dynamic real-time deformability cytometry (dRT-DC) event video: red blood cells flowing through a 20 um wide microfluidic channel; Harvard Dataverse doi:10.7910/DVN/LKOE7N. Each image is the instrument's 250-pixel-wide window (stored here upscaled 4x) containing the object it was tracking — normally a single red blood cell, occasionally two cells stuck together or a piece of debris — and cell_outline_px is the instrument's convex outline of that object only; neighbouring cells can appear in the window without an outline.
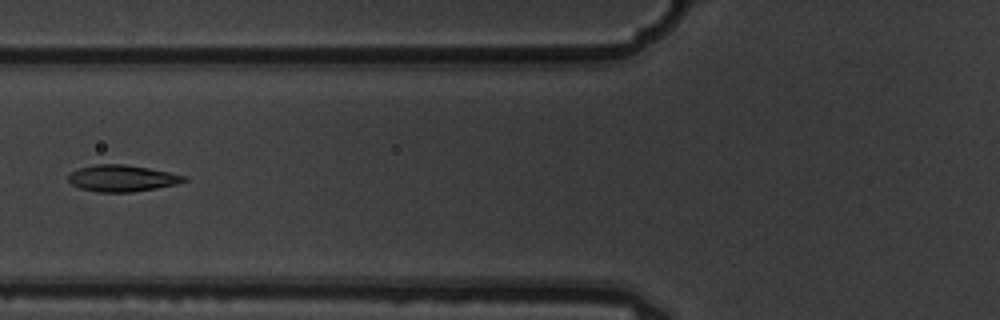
{"species": "common noctule bat (a hibernating species)", "species_latin": "Nyctalus noctula", "temperature_condition": "warm", "stored_images_in_passage": 6, "camera_frame_rate_fps": 3000, "um_per_image_px": 0.085, "animal": {"sex": "male", "body_mass_g": 19.5, "forearm_length_mm": 54.6}, "frame": {"image": 1, "passage_image": 6, "time_ms": 1.667, "image_size_px": [1000, 320], "cell_outline_px": [[188, 180], [176, 184], [156, 188], [132, 192], [100, 192], [80, 188], [72, 184], [68, 180], [68, 176], [72, 172], [80, 168], [96, 164], [124, 164], [148, 168], [188, 176]], "centroid_in_image_um": [10.4, 15.15], "position_along_channel_um": 115.4, "area_um2": 17.74}}